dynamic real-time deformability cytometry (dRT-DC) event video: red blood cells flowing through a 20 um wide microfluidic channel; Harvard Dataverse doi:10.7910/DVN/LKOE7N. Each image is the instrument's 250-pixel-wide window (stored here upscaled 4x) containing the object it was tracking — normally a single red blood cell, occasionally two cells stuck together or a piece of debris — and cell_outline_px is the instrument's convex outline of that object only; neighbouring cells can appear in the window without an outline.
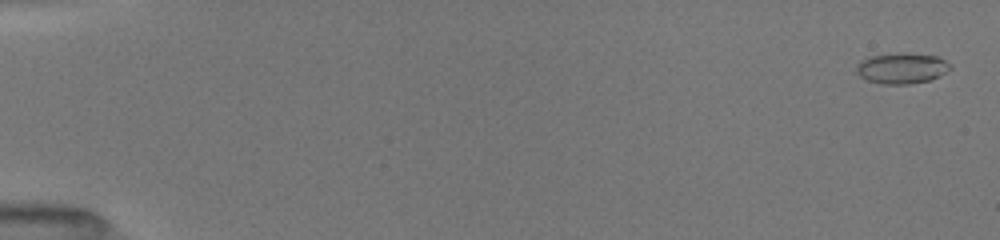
{"species": "common noctule bat (a hibernating species)", "species_latin": "Nyctalus noctula", "temperature_condition": "room temperature", "stored_images_in_passage": 19, "camera_frame_rate_fps": 3000, "um_per_image_px": 0.085, "animal": {"sex": "female", "body_mass_g": 19.5, "forearm_length_mm": 54.1}, "frame": {"image": 1, "passage_image": 1, "time_ms": 0.0, "image_size_px": [1000, 240], "cell_outline_px": [[952, 68], [940, 76], [928, 80], [908, 84], [884, 84], [868, 80], [860, 76], [856, 72], [856, 64], [860, 60], [868, 56], [900, 52], [936, 56], [952, 64]], "centroid_in_image_um": [76.64, 5.78], "position_along_channel_um": 8.4, "area_um2": 16.94}}
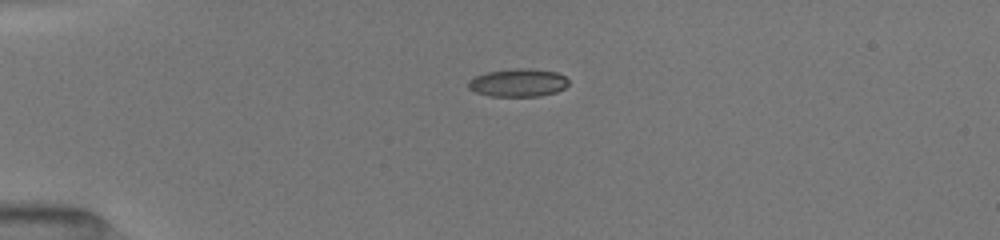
{"frame": {"image": 2, "passage_image": 11, "time_ms": 4.0, "image_size_px": [1000, 240], "cell_outline_px": [[568, 84], [564, 88], [556, 92], [540, 96], [488, 96], [476, 92], [468, 88], [468, 80], [476, 76], [488, 72], [516, 68], [528, 68], [556, 72], [564, 76], [568, 80]], "centroid_in_image_um": [44.03, 7.03], "position_along_channel_um": 41.0, "area_um2": 16.3}}
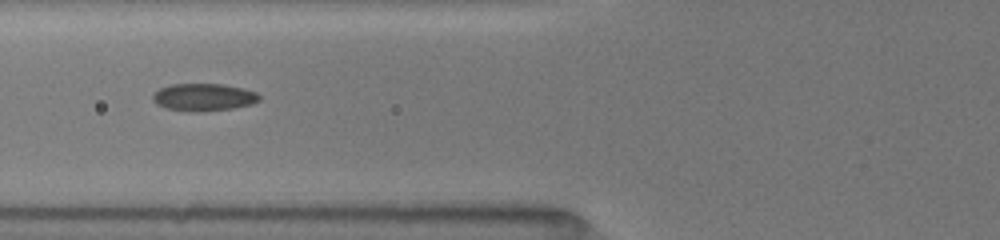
{"frame": {"image": 3, "passage_image": 17, "time_ms": 6.667, "image_size_px": [1000, 240], "cell_outline_px": [[260, 100], [252, 104], [232, 108], [196, 112], [188, 112], [164, 108], [156, 104], [152, 100], [152, 96], [160, 88], [172, 84], [224, 84], [244, 88], [256, 92], [260, 96]], "centroid_in_image_um": [17.3, 8.26], "position_along_channel_um": 108.5, "area_um2": 17.17}}